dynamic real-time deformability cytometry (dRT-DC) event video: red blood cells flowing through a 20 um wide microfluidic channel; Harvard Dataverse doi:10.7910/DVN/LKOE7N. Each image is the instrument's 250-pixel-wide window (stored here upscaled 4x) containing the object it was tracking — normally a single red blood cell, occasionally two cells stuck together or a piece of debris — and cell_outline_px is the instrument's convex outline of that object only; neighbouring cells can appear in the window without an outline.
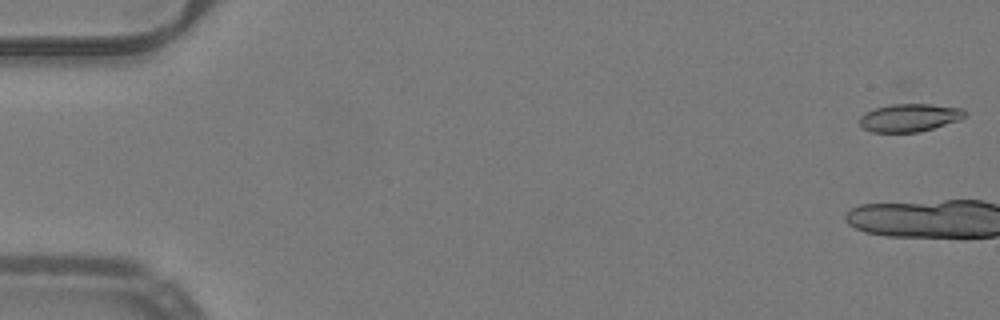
{"species": "common noctule bat (a hibernating species)", "species_latin": "Nyctalus noctula", "temperature_condition": "warm", "stored_images_in_passage": 3, "camera_frame_rate_fps": 3000, "um_per_image_px": 0.085, "animal": {"sex": "male", "body_mass_g": 19.2, "forearm_length_mm": 51.8}, "frame": {"image": 1, "passage_image": 1, "time_ms": 0.0, "image_size_px": [1000, 320], "cell_outline_px": [[968, 116], [960, 120], [920, 132], [872, 132], [864, 128], [860, 124], [860, 116], [876, 108], [900, 100], [908, 100], [964, 108], [968, 112]], "centroid_in_image_um": [77.4, 9.93], "position_along_channel_um": 7.6, "area_um2": 18.15}}